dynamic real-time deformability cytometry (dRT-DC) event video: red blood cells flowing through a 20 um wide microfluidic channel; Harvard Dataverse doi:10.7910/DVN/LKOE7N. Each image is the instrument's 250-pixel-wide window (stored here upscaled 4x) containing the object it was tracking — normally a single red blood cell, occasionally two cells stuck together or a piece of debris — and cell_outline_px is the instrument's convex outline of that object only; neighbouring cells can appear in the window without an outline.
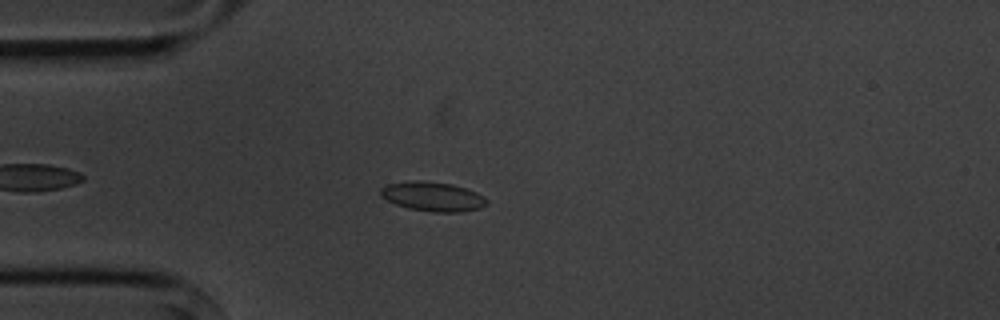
{"species": "common noctule bat (a hibernating species)", "species_latin": "Nyctalus noctula", "temperature_condition": "cold", "stored_images_in_passage": 6, "camera_frame_rate_fps": 3000, "um_per_image_px": 0.085, "animal": {"sex": "male", "body_mass_g": 20.1, "forearm_length_mm": 53.5}, "frame": {"image": 1, "passage_image": 6, "time_ms": 6.0, "image_size_px": [1000, 320], "cell_outline_px": [[488, 204], [480, 208], [460, 212], [432, 212], [408, 208], [396, 204], [380, 196], [380, 188], [388, 184], [408, 180], [420, 180], [452, 184], [476, 192], [484, 196], [488, 200]], "centroid_in_image_um": [36.78, 16.7], "position_along_channel_um": 48.2, "area_um2": 18.26}}